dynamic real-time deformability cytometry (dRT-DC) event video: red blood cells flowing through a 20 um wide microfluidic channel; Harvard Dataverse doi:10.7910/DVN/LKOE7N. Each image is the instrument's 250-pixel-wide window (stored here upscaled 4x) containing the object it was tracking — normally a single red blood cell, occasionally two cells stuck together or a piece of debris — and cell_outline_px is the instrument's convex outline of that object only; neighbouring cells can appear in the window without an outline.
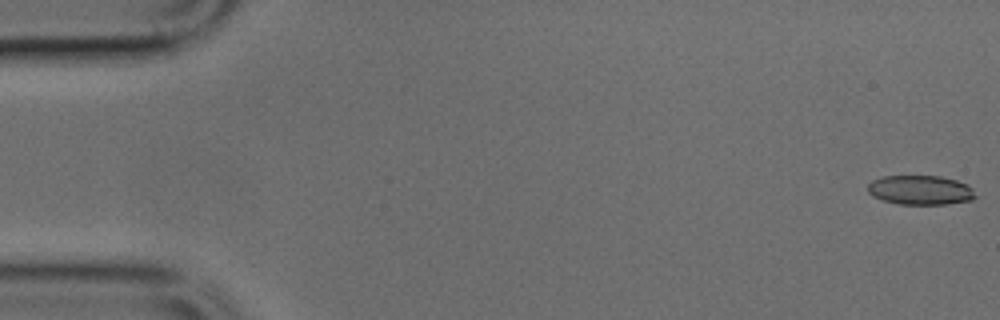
{"species": "common noctule bat (a hibernating species)", "species_latin": "Nyctalus noctula", "temperature_condition": "cold", "stored_images_in_passage": 50, "camera_frame_rate_fps": 3000, "um_per_image_px": 0.085, "animal": {"sex": "male", "body_mass_g": 17.9, "forearm_length_mm": 54.2}, "frame": {"image": 1, "passage_image": 1, "time_ms": 0.0, "image_size_px": [1000, 320], "cell_outline_px": [[976, 196], [972, 200], [948, 204], [900, 204], [884, 200], [872, 196], [868, 192], [868, 184], [872, 180], [880, 176], [940, 176], [956, 180], [968, 184], [972, 188]], "centroid_in_image_um": [78.24, 16.15], "position_along_channel_um": 6.8, "area_um2": 18.5}}
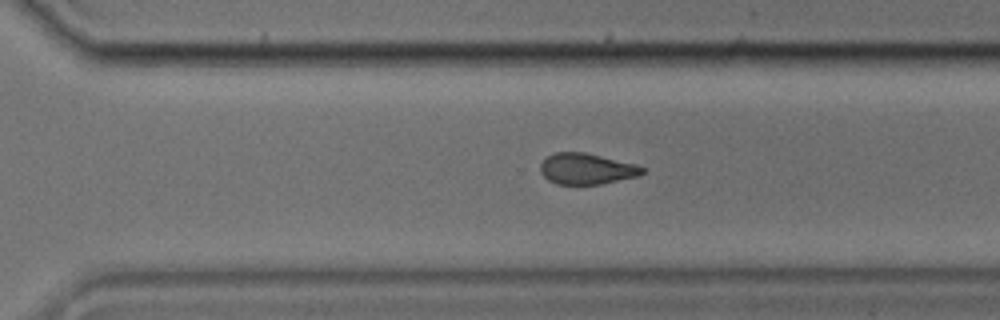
{"frame": {"image": 2, "passage_image": 34, "time_ms": 11.0, "image_size_px": [1000, 320], "cell_outline_px": [[644, 172], [640, 176], [600, 184], [556, 184], [548, 180], [540, 172], [540, 164], [552, 152], [584, 152], [636, 164], [644, 168]], "centroid_in_image_um": [49.85, 14.35], "position_along_channel_um": 320.7, "area_um2": 18.44}}
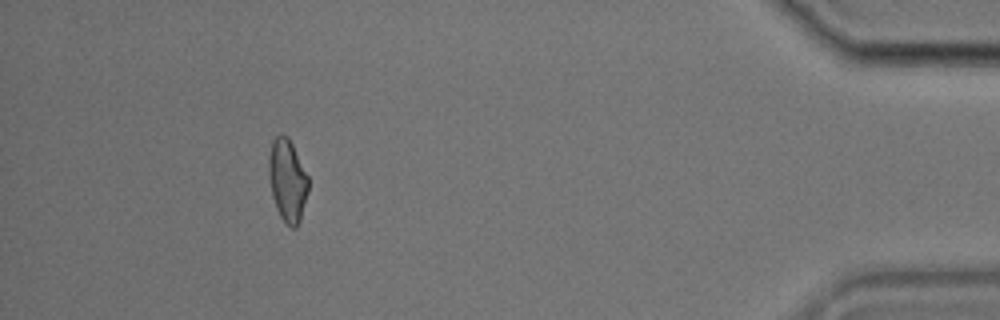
{"frame": {"image": 3, "passage_image": 45, "time_ms": 14.667, "image_size_px": [1000, 320], "cell_outline_px": [[308, 192], [300, 220], [296, 228], [292, 228], [280, 216], [276, 208], [272, 196], [268, 176], [268, 156], [272, 140], [280, 132], [288, 136], [308, 176]], "centroid_in_image_um": [24.41, 15.3], "position_along_channel_um": 410.8, "area_um2": 19.13}}